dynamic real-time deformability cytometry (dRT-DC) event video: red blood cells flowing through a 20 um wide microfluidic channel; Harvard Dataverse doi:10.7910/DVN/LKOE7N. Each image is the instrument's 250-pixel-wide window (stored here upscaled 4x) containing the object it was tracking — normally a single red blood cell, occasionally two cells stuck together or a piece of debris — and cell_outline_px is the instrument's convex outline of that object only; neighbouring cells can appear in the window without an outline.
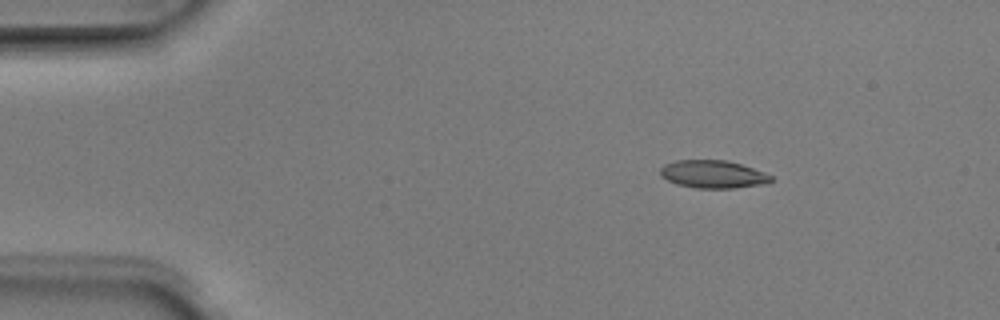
{"species": "Egyptian fruit bat (a non-hibernating species)", "species_latin": "Rousettus aegyptiacus", "temperature_condition": "room temperature", "stored_images_in_passage": 5, "segment_of_instrument_passage": [2, 2], "camera_frame_rate_fps": 3000, "um_per_image_px": 0.085, "animal": {"sex": "male"}, "frame": {"image": 1, "passage_image": 5, "time_ms": 1.333, "image_size_px": [1000, 320], "cell_outline_px": [[772, 180], [760, 184], [732, 188], [696, 188], [676, 184], [660, 176], [660, 168], [664, 164], [676, 160], [724, 160], [740, 164], [752, 168], [772, 176]], "centroid_in_image_um": [60.53, 14.8], "position_along_channel_um": 24.5, "area_um2": 17.69}}